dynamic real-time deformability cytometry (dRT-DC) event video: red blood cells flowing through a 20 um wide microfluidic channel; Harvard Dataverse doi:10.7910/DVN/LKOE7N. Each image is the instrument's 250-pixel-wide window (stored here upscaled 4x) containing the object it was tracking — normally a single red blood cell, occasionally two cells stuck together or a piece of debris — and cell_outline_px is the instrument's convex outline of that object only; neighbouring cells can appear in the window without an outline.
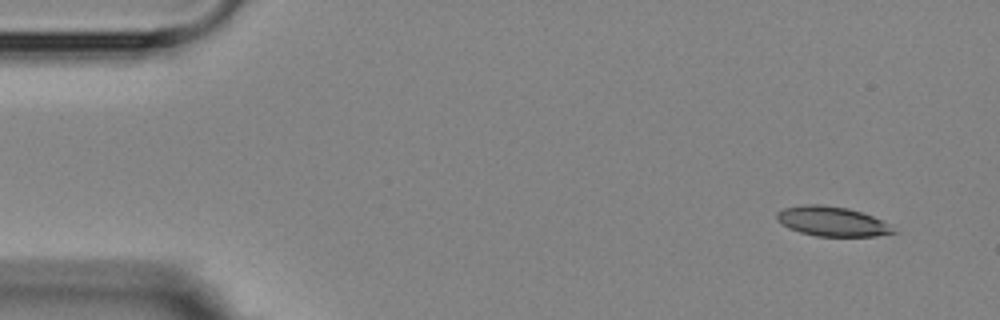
{"species": "Egyptian fruit bat (a non-hibernating species)", "species_latin": "Rousettus aegyptiacus", "temperature_condition": "room temperature", "stored_images_in_passage": 4, "camera_frame_rate_fps": 3000, "um_per_image_px": 0.085, "animal": {"sex": "female"}, "frame": {"image": 1, "passage_image": 1, "time_ms": 0.0, "image_size_px": [1000, 320], "cell_outline_px": [[896, 232], [876, 236], [816, 236], [800, 232], [788, 228], [776, 220], [776, 212], [784, 208], [804, 204], [820, 204], [848, 208], [872, 216], [892, 224]], "centroid_in_image_um": [70.71, 18.81], "position_along_channel_um": 14.3, "area_um2": 20.23}}
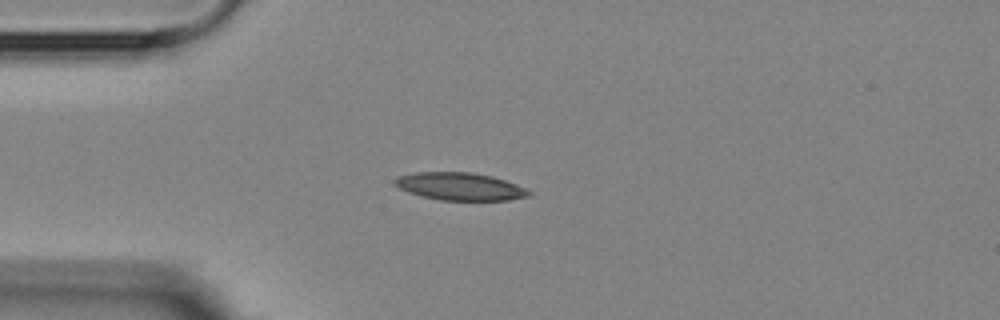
{"frame": {"image": 2, "passage_image": 4, "time_ms": 3.333, "image_size_px": [1000, 320], "cell_outline_px": [[532, 196], [508, 200], [440, 200], [420, 196], [408, 192], [392, 184], [392, 180], [396, 176], [416, 172], [472, 172], [492, 176], [516, 184], [532, 192]], "centroid_in_image_um": [39.06, 15.84], "position_along_channel_um": 45.9, "area_um2": 21.79}}